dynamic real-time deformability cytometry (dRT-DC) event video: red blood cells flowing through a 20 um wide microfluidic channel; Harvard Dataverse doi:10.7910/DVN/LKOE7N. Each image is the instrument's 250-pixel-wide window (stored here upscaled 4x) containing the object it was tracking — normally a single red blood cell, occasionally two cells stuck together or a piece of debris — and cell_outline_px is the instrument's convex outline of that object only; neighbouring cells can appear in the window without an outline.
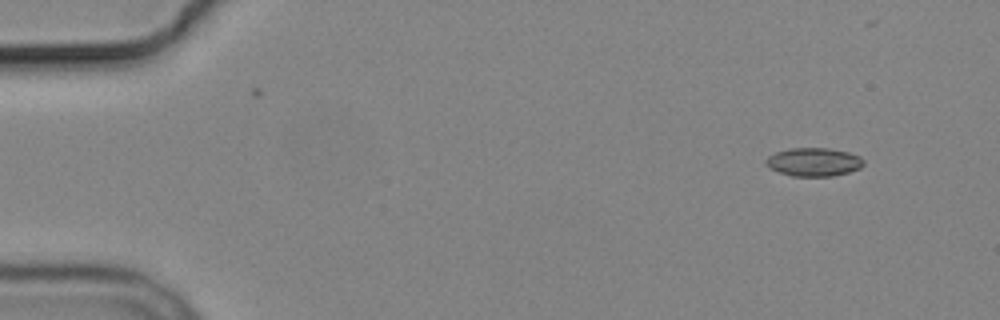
{"species": "common noctule bat (a hibernating species)", "species_latin": "Nyctalus noctula", "temperature_condition": "cold", "stored_images_in_passage": 5, "camera_frame_rate_fps": 3000, "um_per_image_px": 0.085, "animal": {"sex": "male", "body_mass_g": 19.2, "forearm_length_mm": 51.8}, "frame": {"image": 1, "passage_image": 1, "time_ms": 0.0, "image_size_px": [1000, 320], "cell_outline_px": [[864, 164], [860, 168], [848, 172], [832, 176], [792, 176], [768, 168], [764, 164], [764, 160], [768, 156], [776, 152], [788, 148], [828, 148], [848, 152], [860, 156], [864, 160]], "centroid_in_image_um": [69.14, 13.76], "position_along_channel_um": 15.9, "area_um2": 16.3}}
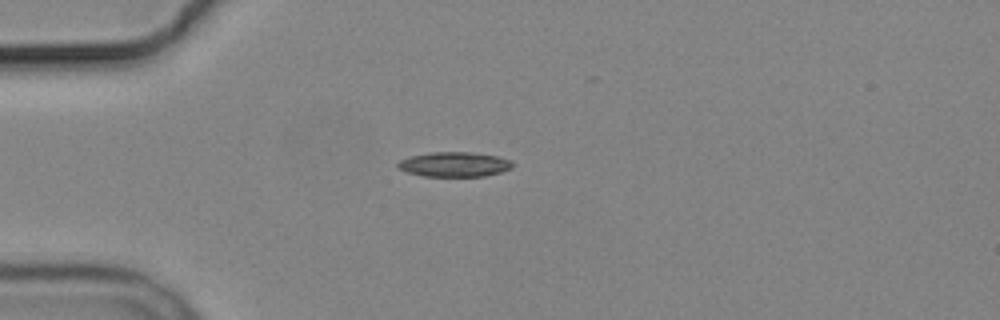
{"frame": {"image": 2, "passage_image": 3, "time_ms": 3.333, "image_size_px": [1000, 320], "cell_outline_px": [[516, 164], [512, 168], [500, 172], [484, 176], [424, 176], [408, 172], [396, 168], [396, 164], [400, 160], [412, 156], [432, 152], [468, 152], [496, 156], [512, 160]], "centroid_in_image_um": [38.64, 13.97], "position_along_channel_um": 46.4, "area_um2": 16.53}}
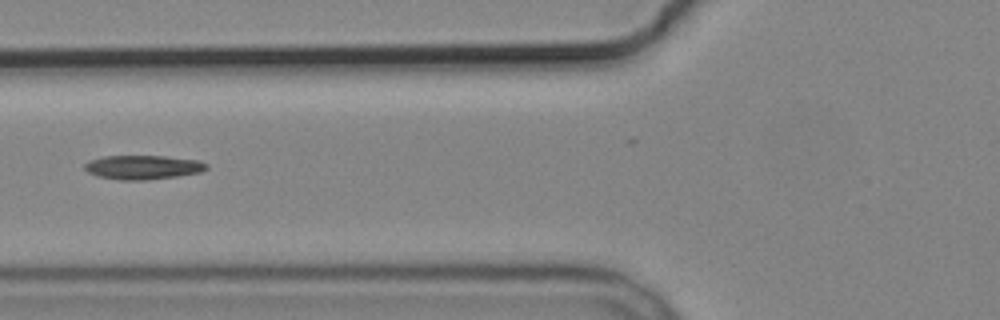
{"frame": {"image": 3, "passage_image": 5, "time_ms": 5.667, "image_size_px": [1000, 320], "cell_outline_px": [[208, 168], [200, 172], [176, 176], [144, 180], [120, 180], [100, 176], [88, 172], [84, 168], [84, 164], [88, 160], [104, 156], [164, 156], [200, 160], [208, 164]], "centroid_in_image_um": [12.16, 14.2], "position_along_channel_um": 113.6, "area_um2": 17.05}}